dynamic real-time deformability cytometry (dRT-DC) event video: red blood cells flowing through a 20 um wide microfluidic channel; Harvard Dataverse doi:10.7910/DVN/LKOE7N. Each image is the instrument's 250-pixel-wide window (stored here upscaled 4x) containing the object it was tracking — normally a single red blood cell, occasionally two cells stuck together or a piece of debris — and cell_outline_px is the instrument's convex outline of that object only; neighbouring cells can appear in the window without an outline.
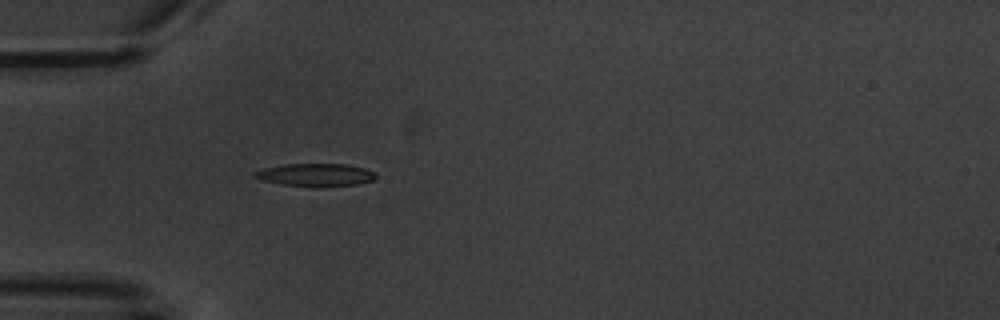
{"species": "common noctule bat (a hibernating species)", "species_latin": "Nyctalus noctula", "temperature_condition": "warm", "stored_images_in_passage": 6, "camera_frame_rate_fps": 3000, "um_per_image_px": 0.085, "animal": {"sex": "male", "body_mass_g": 20.1, "forearm_length_mm": 53.5}, "frame": {"image": 1, "passage_image": 6, "time_ms": 7.0, "image_size_px": [1000, 320], "cell_outline_px": [[376, 176], [372, 180], [356, 184], [320, 188], [316, 188], [280, 184], [260, 180], [252, 176], [252, 172], [264, 168], [284, 164], [348, 164], [364, 168], [372, 172]], "centroid_in_image_um": [26.75, 14.88], "position_along_channel_um": 58.3, "area_um2": 16.36}}